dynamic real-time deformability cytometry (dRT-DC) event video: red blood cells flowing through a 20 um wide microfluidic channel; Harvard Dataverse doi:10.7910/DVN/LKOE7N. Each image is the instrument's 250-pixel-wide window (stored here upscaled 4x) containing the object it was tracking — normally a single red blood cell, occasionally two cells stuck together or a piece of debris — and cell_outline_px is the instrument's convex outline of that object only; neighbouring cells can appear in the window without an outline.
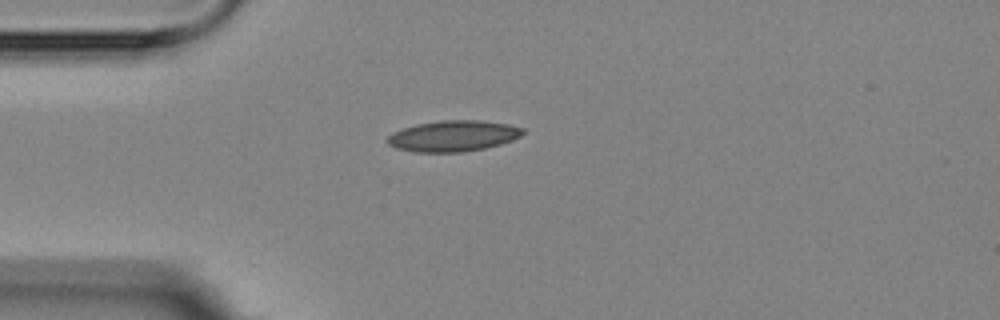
{"species": "Egyptian fruit bat (a non-hibernating species)", "species_latin": "Rousettus aegyptiacus", "temperature_condition": "room temperature", "stored_images_in_passage": 12, "camera_frame_rate_fps": 3000, "um_per_image_px": 0.085, "animal": {"sex": "female"}, "frame": {"image": 1, "passage_image": 1, "time_ms": 0.0, "image_size_px": [1000, 320], "cell_outline_px": [[524, 132], [520, 136], [512, 140], [500, 144], [484, 148], [460, 152], [416, 152], [396, 148], [388, 144], [384, 140], [392, 132], [416, 124], [440, 120], [480, 120], [508, 124], [524, 128]], "centroid_in_image_um": [38.49, 11.55], "position_along_channel_um": 46.5, "area_um2": 24.45}}
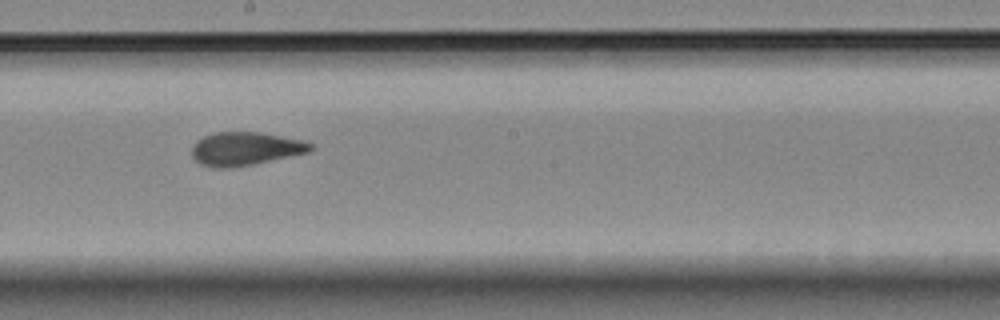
{"frame": {"image": 2, "passage_image": 6, "time_ms": 5.333, "image_size_px": [1000, 320], "cell_outline_px": [[312, 148], [308, 152], [252, 164], [228, 168], [212, 168], [200, 164], [192, 156], [192, 148], [196, 140], [204, 136], [216, 132], [260, 132], [308, 140], [312, 144]], "centroid_in_image_um": [20.85, 12.63], "position_along_channel_um": 227.4, "area_um2": 23.12}}
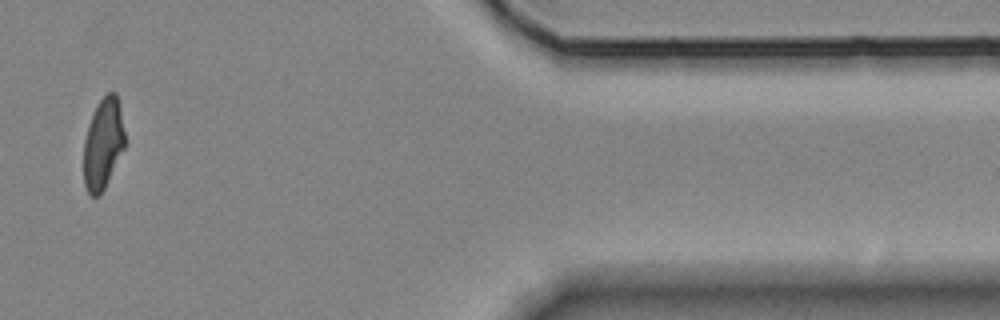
{"frame": {"image": 3, "passage_image": 10, "time_ms": 11.333, "image_size_px": [1000, 320], "cell_outline_px": [[124, 148], [100, 196], [92, 196], [88, 192], [84, 184], [84, 140], [92, 116], [100, 100], [108, 92], [116, 92], [124, 132]], "centroid_in_image_um": [8.75, 12.25], "position_along_channel_um": 402.6, "area_um2": 21.21}, "authors_computed_cell_mechanics": {"area_um2": 22.9177, "velocity_mm_per_s": 3.642, "shape_relaxation_time_tau1_ms": 7.0783, "shape_relaxation_time_tau2_ms": 1.4856, "deformation_change_tau1": 0.1851, "deformation_change_tau2": 0.0576}}